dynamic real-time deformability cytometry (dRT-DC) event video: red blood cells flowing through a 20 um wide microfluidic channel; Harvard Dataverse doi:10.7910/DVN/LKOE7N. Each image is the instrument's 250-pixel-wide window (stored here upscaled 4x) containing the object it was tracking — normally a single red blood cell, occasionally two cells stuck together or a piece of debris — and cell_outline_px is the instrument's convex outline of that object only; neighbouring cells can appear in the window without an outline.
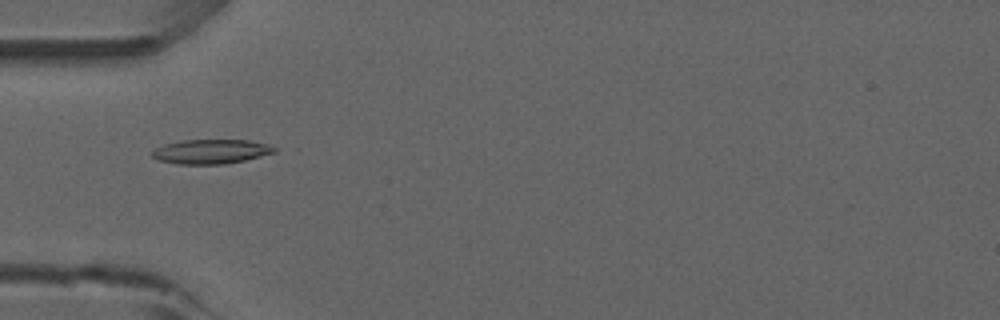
{"species": "common noctule bat (a hibernating species)", "species_latin": "Nyctalus noctula", "temperature_condition": "room temperature", "stored_images_in_passage": 16, "camera_frame_rate_fps": 3000, "um_per_image_px": 0.085, "animal": {"sex": "male", "forearm_length_mm": 52.5}, "frame": {"image": 1, "passage_image": 10, "time_ms": 3.0, "image_size_px": [1000, 320], "cell_outline_px": [[276, 152], [244, 160], [224, 164], [176, 164], [160, 160], [152, 156], [152, 152], [156, 148], [164, 144], [184, 140], [248, 140], [268, 144], [276, 148]], "centroid_in_image_um": [17.94, 12.88], "position_along_channel_um": 67.1, "area_um2": 17.22}}
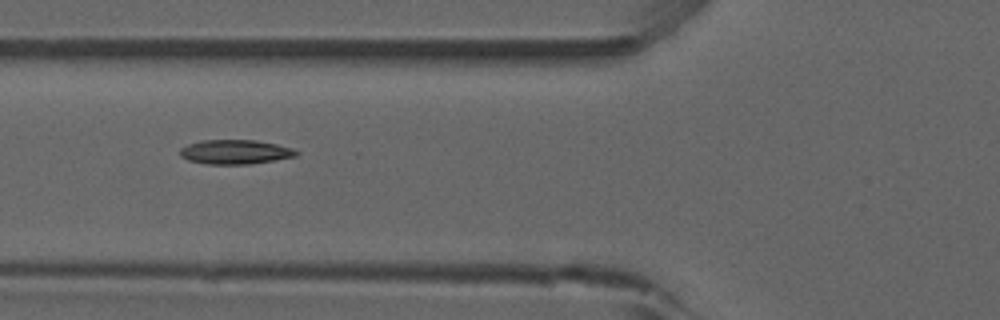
{"frame": {"image": 2, "passage_image": 13, "time_ms": 4.0, "image_size_px": [1000, 320], "cell_outline_px": [[300, 152], [296, 156], [276, 160], [252, 164], [204, 164], [188, 160], [180, 156], [180, 148], [188, 144], [200, 140], [256, 140], [276, 144], [292, 148]], "centroid_in_image_um": [19.99, 12.92], "position_along_channel_um": 105.8, "area_um2": 16.65}}